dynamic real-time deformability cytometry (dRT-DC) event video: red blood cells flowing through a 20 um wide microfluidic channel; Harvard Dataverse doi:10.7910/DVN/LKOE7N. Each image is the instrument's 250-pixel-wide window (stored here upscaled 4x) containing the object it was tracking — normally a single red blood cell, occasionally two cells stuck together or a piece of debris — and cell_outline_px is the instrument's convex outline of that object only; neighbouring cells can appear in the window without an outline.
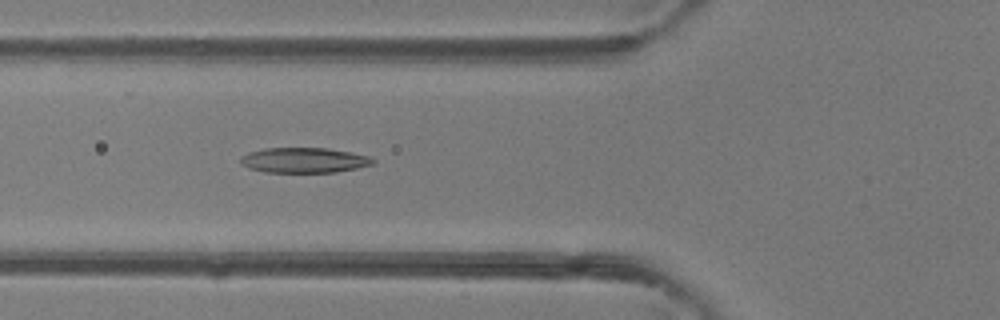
{"species": "common noctule bat (a hibernating species)", "species_latin": "Nyctalus noctula", "temperature_condition": "room temperature", "stored_images_in_passage": 38, "camera_frame_rate_fps": 3000, "um_per_image_px": 0.085, "animal": {"sex": "female"}, "frame": {"image": 1, "passage_image": 9, "time_ms": 2.667, "image_size_px": [1000, 320], "cell_outline_px": [[376, 164], [336, 172], [264, 172], [248, 168], [240, 164], [240, 156], [248, 152], [264, 148], [328, 148], [352, 152], [372, 156], [376, 160]], "centroid_in_image_um": [25.87, 13.61], "position_along_channel_um": 99.9, "area_um2": 19.77}}
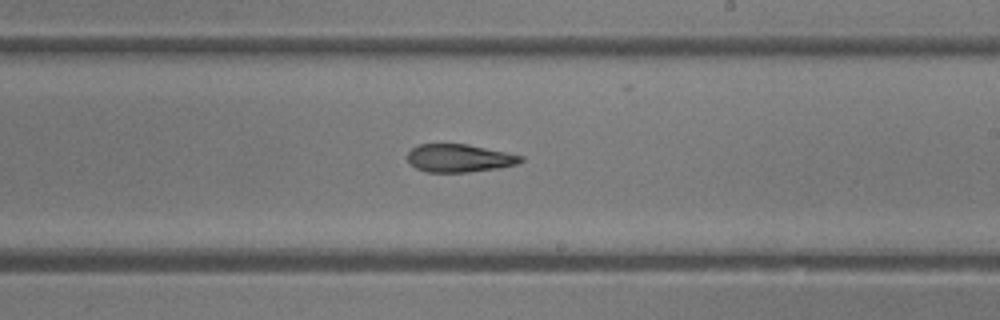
{"frame": {"image": 2, "passage_image": 19, "time_ms": 6.0, "image_size_px": [1000, 320], "cell_outline_px": [[524, 160], [520, 164], [500, 168], [468, 172], [424, 172], [416, 168], [408, 160], [408, 152], [416, 144], [468, 144], [508, 152], [524, 156]], "centroid_in_image_um": [39.09, 13.44], "position_along_channel_um": 249.9, "area_um2": 18.73}}
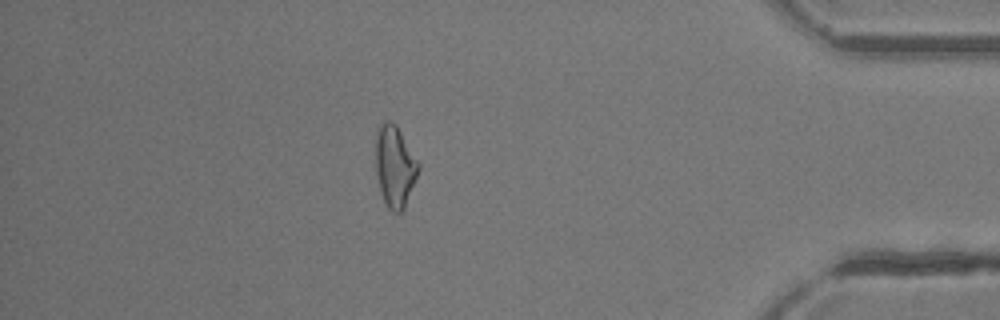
{"frame": {"image": 3, "passage_image": 32, "time_ms": 10.333, "image_size_px": [1000, 320], "cell_outline_px": [[420, 168], [404, 208], [400, 212], [392, 212], [388, 208], [380, 192], [376, 172], [376, 132], [380, 124], [388, 120], [396, 124], [420, 164]], "centroid_in_image_um": [33.55, 14.13], "position_along_channel_um": 401.6, "area_um2": 20.17}, "authors_computed_cell_mechanics": {"area_um2": 19.8254, "velocity_mm_per_s": 4.489, "shape_relaxation_time_tau1_ms": 4.9514, "shape_relaxation_time_tau2_ms": 4.0987, "deformation_change_tau1": 0.1688, "deformation_change_tau2": 0.1527}}